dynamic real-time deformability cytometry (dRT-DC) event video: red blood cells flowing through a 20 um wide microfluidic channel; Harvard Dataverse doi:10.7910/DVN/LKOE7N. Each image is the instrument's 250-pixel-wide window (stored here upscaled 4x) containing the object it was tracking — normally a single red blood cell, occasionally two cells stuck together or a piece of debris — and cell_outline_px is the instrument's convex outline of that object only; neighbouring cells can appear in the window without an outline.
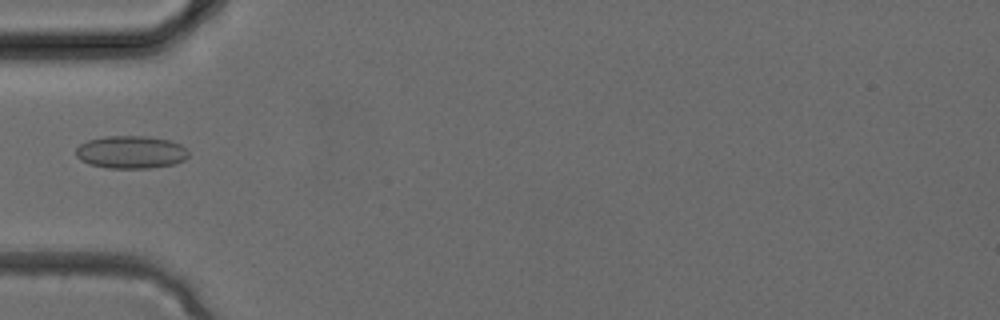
{"species": "common noctule bat (a hibernating species)", "species_latin": "Nyctalus noctula", "temperature_condition": "cold", "stored_images_in_passage": 3, "camera_frame_rate_fps": 3000, "um_per_image_px": 0.085, "animal": {"sex": "female", "body_mass_g": 24.6, "forearm_length_mm": 56.2}, "frame": {"image": 1, "passage_image": 3, "time_ms": 0.667, "image_size_px": [1000, 320], "cell_outline_px": [[188, 156], [184, 160], [176, 164], [148, 168], [108, 168], [88, 164], [80, 160], [76, 156], [76, 148], [80, 144], [88, 140], [104, 136], [148, 136], [168, 140], [180, 144], [188, 152]], "centroid_in_image_um": [11.11, 12.93], "position_along_channel_um": 73.9, "area_um2": 21.56}}